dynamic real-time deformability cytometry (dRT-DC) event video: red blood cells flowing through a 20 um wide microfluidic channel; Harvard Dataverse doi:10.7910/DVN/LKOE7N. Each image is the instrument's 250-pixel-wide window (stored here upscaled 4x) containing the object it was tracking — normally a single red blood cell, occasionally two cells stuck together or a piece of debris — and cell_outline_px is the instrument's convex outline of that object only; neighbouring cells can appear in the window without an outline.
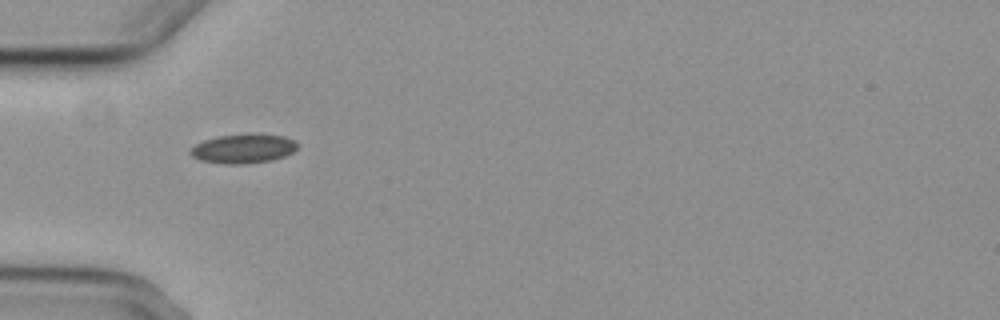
{"species": "common noctule bat (a hibernating species)", "species_latin": "Nyctalus noctula", "temperature_condition": "cold", "stored_images_in_passage": 6, "camera_frame_rate_fps": 3000, "um_per_image_px": 0.085, "animal": {"sex": "female", "body_mass_g": 29.2, "forearm_length_mm": 56.3}, "frame": {"image": 1, "passage_image": 2, "time_ms": 1.667, "image_size_px": [1000, 320], "cell_outline_px": [[300, 144], [292, 152], [284, 156], [272, 160], [244, 164], [224, 164], [200, 160], [192, 156], [188, 152], [196, 144], [204, 140], [216, 136], [252, 132], [284, 136], [296, 140]], "centroid_in_image_um": [20.7, 12.61], "position_along_channel_um": 64.3, "area_um2": 18.67}}
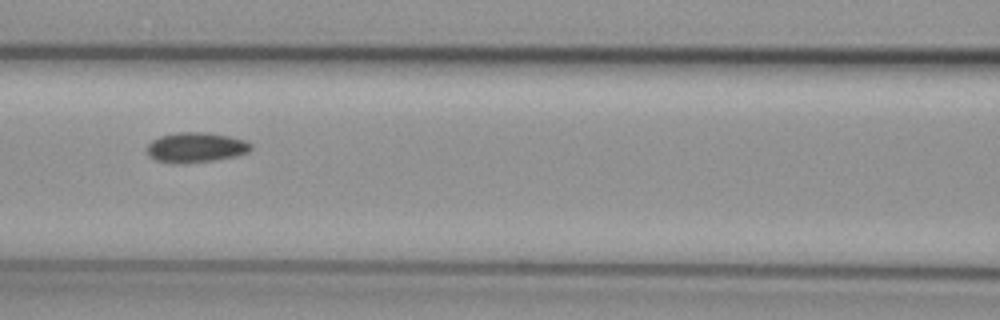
{"frame": {"image": 2, "passage_image": 4, "time_ms": 4.0, "image_size_px": [1000, 320], "cell_outline_px": [[252, 148], [248, 152], [236, 156], [212, 160], [184, 164], [176, 164], [156, 160], [148, 156], [148, 144], [152, 140], [160, 136], [176, 132], [208, 132], [228, 136], [244, 140], [252, 144]], "centroid_in_image_um": [16.63, 12.53], "position_along_channel_um": 150.0, "area_um2": 18.26}}
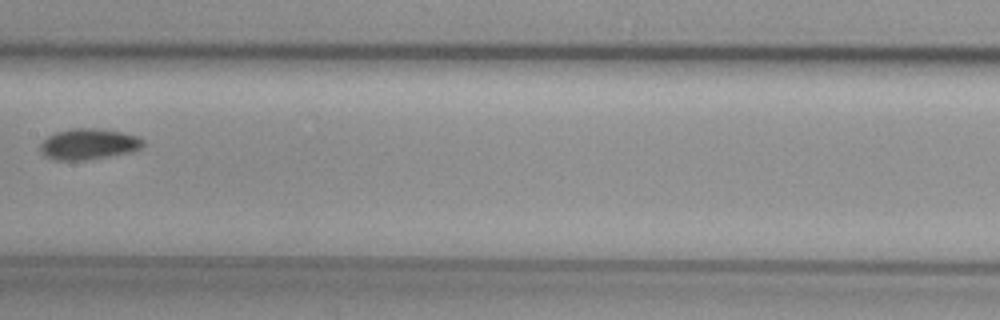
{"frame": {"image": 3, "passage_image": 5, "time_ms": 5.333, "image_size_px": [1000, 320], "cell_outline_px": [[144, 144], [140, 148], [132, 152], [84, 160], [56, 160], [44, 156], [40, 152], [40, 144], [48, 136], [56, 132], [68, 128], [96, 128], [120, 132], [140, 136], [144, 140]], "centroid_in_image_um": [7.52, 12.24], "position_along_channel_um": 199.9, "area_um2": 18.61}}